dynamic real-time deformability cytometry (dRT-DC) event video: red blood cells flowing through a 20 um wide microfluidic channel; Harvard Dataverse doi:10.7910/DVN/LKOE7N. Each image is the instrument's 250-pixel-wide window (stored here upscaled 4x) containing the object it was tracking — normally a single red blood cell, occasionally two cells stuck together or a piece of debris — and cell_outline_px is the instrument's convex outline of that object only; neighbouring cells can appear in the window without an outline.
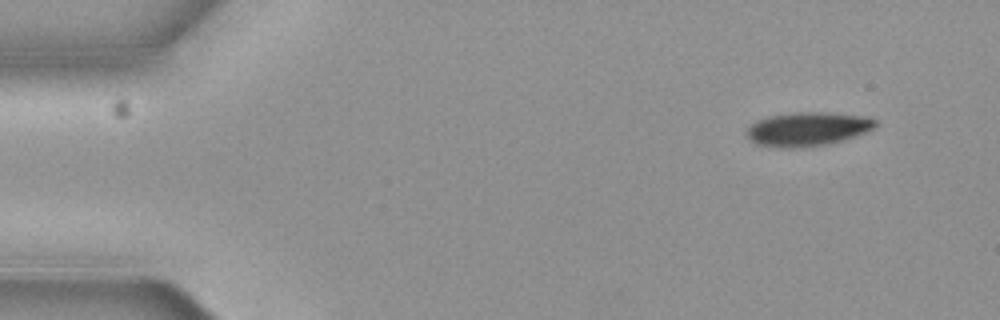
{"species": "common noctule bat (a hibernating species)", "species_latin": "Nyctalus noctula", "temperature_condition": "cold", "stored_images_in_passage": 3, "camera_frame_rate_fps": 3000, "um_per_image_px": 0.085, "animal": {"sex": "female", "body_mass_g": 19.3, "forearm_length_mm": 54.1}, "frame": {"image": 1, "passage_image": 1, "time_ms": 0.0, "image_size_px": [1000, 320], "cell_outline_px": [[876, 124], [872, 128], [864, 132], [840, 140], [824, 144], [792, 148], [784, 148], [756, 144], [748, 136], [748, 128], [752, 124], [768, 116], [796, 112], [820, 112], [864, 116], [876, 120]], "centroid_in_image_um": [68.61, 10.96], "position_along_channel_um": 16.4, "area_um2": 24.62}}